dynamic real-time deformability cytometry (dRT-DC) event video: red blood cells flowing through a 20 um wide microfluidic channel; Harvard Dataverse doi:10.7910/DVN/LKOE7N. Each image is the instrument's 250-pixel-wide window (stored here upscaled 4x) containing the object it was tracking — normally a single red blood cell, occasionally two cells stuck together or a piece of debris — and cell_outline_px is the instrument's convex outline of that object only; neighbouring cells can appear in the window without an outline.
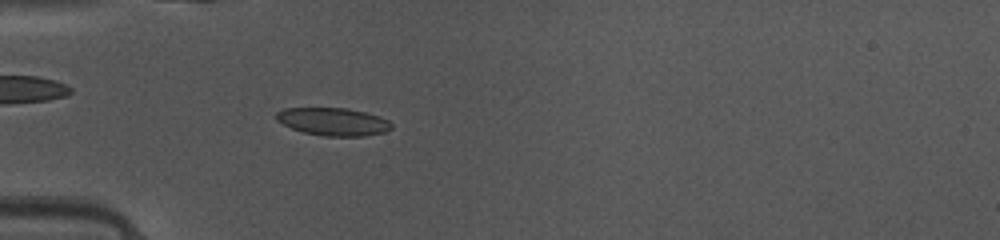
{"species": "common noctule bat (a hibernating species)", "species_latin": "Nyctalus noctula", "temperature_condition": "warm", "stored_images_in_passage": 36, "camera_frame_rate_fps": 3000, "um_per_image_px": 0.085, "animal": {"sex": "female", "body_mass_g": 10.0, "forearm_length_mm": 53.1}, "frame": {"image": 1, "passage_image": 2, "time_ms": 0.333, "image_size_px": [1000, 240], "cell_outline_px": [[392, 128], [384, 132], [364, 136], [324, 136], [304, 132], [292, 128], [276, 120], [276, 112], [284, 108], [348, 108], [380, 116], [388, 120], [392, 124]], "centroid_in_image_um": [28.33, 10.34], "position_along_channel_um": 56.7, "area_um2": 18.61}}
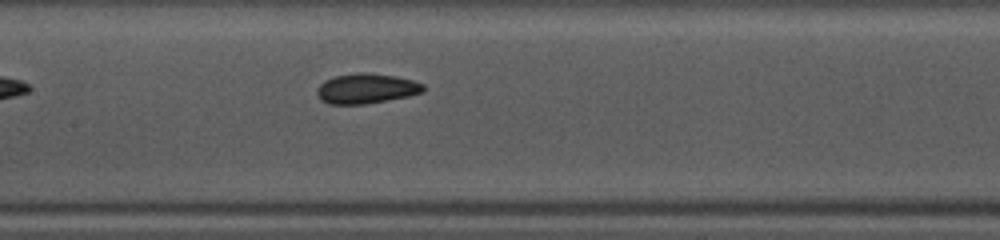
{"frame": {"image": 2, "passage_image": 11, "time_ms": 3.333, "image_size_px": [1000, 240], "cell_outline_px": [[424, 92], [408, 96], [364, 104], [328, 104], [320, 100], [316, 92], [316, 88], [324, 80], [336, 76], [356, 72], [364, 72], [396, 76], [412, 80], [424, 84]], "centroid_in_image_um": [31.11, 7.52], "position_along_channel_um": 176.3, "area_um2": 18.67}}
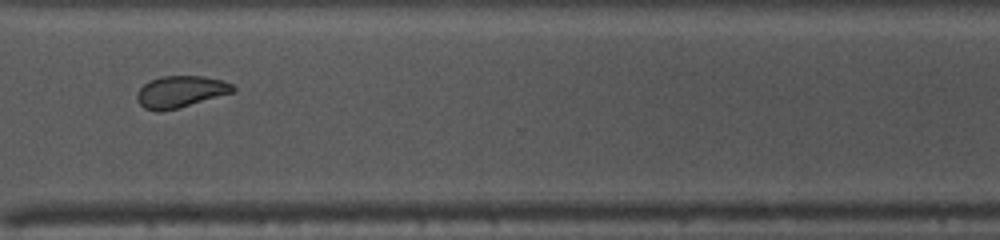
{"frame": {"image": 3, "passage_image": 24, "time_ms": 7.667, "image_size_px": [1000, 240], "cell_outline_px": [[236, 92], [176, 108], [160, 112], [156, 112], [144, 108], [136, 100], [136, 92], [144, 84], [160, 76], [204, 76], [224, 80], [232, 84], [236, 88]], "centroid_in_image_um": [15.36, 7.79], "position_along_channel_um": 355.2, "area_um2": 17.86}, "authors_computed_cell_mechanics": {"area_um2": 18.1492, "velocity_mm_per_s": 4.1403, "shape_relaxation_time_tau1_ms": 4.2622, "shape_relaxation_time_tau2_ms": 1.247, "deformation_change_tau1": 0.1251, "deformation_change_tau2": 0.0579}}